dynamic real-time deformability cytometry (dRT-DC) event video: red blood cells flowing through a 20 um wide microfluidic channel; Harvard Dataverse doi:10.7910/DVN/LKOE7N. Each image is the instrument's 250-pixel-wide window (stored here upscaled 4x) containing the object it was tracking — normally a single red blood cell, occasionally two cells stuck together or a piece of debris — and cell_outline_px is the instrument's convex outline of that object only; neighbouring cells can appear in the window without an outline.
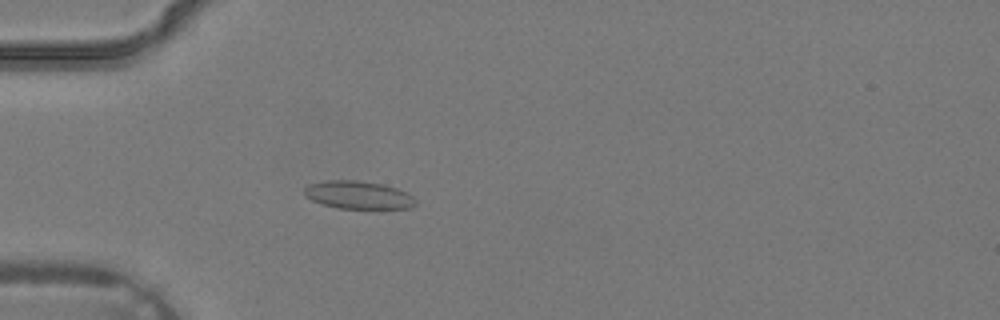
{"species": "common noctule bat (a hibernating species)", "species_latin": "Nyctalus noctula", "temperature_condition": "warm", "stored_images_in_passage": 3, "camera_frame_rate_fps": 3000, "um_per_image_px": 0.085, "animal": {"sex": "male", "body_mass_g": 19.2, "forearm_length_mm": 51.8}, "frame": {"image": 1, "passage_image": 3, "time_ms": 0.667, "image_size_px": [1000, 320], "cell_outline_px": [[416, 204], [412, 208], [336, 208], [312, 200], [304, 192], [304, 188], [308, 184], [328, 180], [356, 180], [384, 184], [396, 188], [412, 196], [416, 200]], "centroid_in_image_um": [30.46, 16.56], "position_along_channel_um": 54.5, "area_um2": 17.92}}